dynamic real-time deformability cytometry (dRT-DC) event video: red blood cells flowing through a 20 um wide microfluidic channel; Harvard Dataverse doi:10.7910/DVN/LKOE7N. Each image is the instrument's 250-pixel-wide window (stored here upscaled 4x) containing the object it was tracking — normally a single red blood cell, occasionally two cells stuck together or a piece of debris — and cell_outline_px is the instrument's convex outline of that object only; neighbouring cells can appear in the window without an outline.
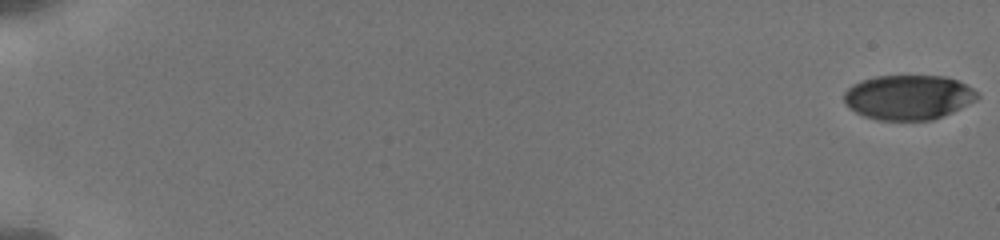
{"species": "human", "species_latin": "Homo sapiens", "temperature_condition": "cold", "stored_images_in_passage": 14, "camera_frame_rate_fps": 3000, "um_per_image_px": 0.085, "donor": {"sex": "male"}, "frame": {"image": 1, "passage_image": 1, "time_ms": 0.0, "image_size_px": [1000, 240], "cell_outline_px": [[980, 96], [976, 100], [952, 112], [932, 120], [876, 120], [864, 116], [848, 108], [844, 104], [844, 92], [852, 84], [860, 80], [876, 76], [944, 76], [956, 80], [972, 88]], "centroid_in_image_um": [77.17, 8.27], "position_along_channel_um": 7.8, "area_um2": 34.8}}
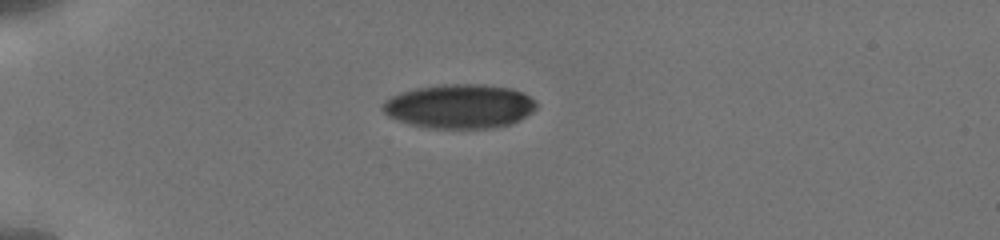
{"frame": {"image": 2, "passage_image": 10, "time_ms": 5.333, "image_size_px": [1000, 240], "cell_outline_px": [[536, 108], [532, 112], [520, 120], [512, 124], [496, 128], [428, 128], [408, 124], [388, 116], [380, 108], [380, 104], [384, 100], [400, 92], [416, 88], [444, 84], [484, 84], [512, 88], [536, 100]], "centroid_in_image_um": [39.05, 9.04], "position_along_channel_um": 46.0, "area_um2": 39.94}}
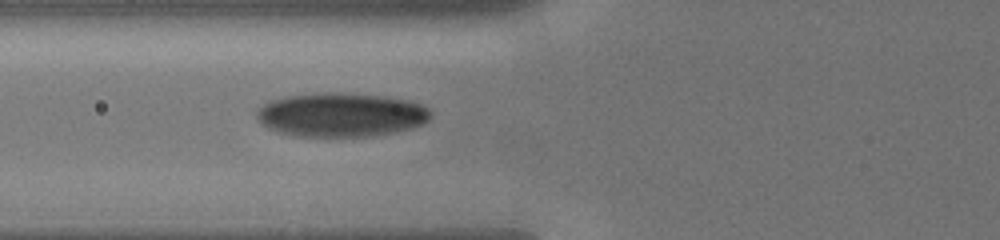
{"frame": {"image": 3, "passage_image": 14, "time_ms": 7.667, "image_size_px": [1000, 240], "cell_outline_px": [[432, 116], [424, 124], [412, 128], [372, 136], [296, 136], [276, 132], [268, 128], [256, 116], [256, 112], [264, 104], [272, 100], [288, 96], [324, 92], [340, 92], [380, 96], [408, 100], [420, 104], [428, 108], [432, 112]], "centroid_in_image_um": [29.01, 9.76], "position_along_channel_um": 96.8, "area_um2": 44.45}}